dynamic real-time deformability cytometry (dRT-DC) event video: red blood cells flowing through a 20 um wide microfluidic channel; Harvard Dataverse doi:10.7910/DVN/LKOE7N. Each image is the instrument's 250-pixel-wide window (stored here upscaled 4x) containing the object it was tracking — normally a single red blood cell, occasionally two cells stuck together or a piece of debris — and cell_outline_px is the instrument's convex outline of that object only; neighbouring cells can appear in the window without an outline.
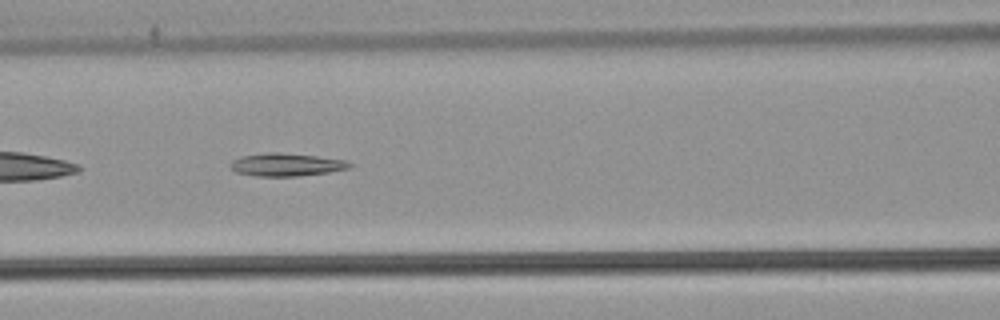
{"species": "common noctule bat (a hibernating species)", "species_latin": "Nyctalus noctula", "temperature_condition": "warm", "stored_images_in_passage": 37, "camera_frame_rate_fps": 3000, "um_per_image_px": 0.085, "animal": {"sex": "male", "body_mass_g": 21.5, "forearm_length_mm": 52.0}, "frame": {"image": 1, "passage_image": 7, "time_ms": 2.0, "image_size_px": [1000, 320], "cell_outline_px": [[352, 168], [328, 172], [296, 176], [256, 176], [236, 172], [232, 168], [232, 160], [244, 156], [268, 152], [280, 152], [316, 156], [344, 160], [352, 164]], "centroid_in_image_um": [24.37, 13.99], "position_along_channel_um": 142.2, "area_um2": 15.66}}
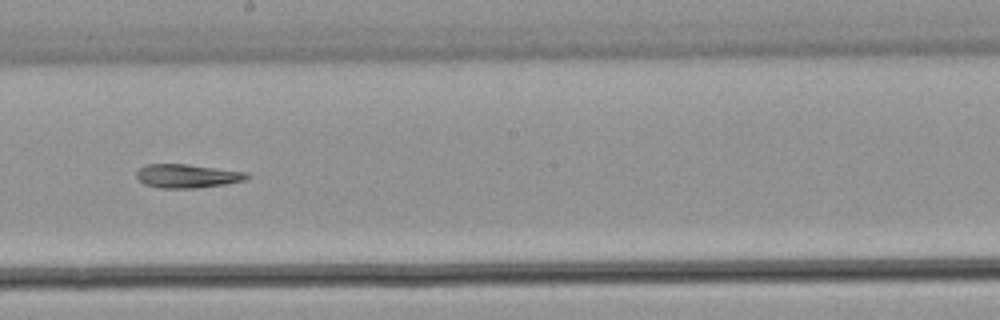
{"frame": {"image": 2, "passage_image": 14, "time_ms": 4.333, "image_size_px": [1000, 320], "cell_outline_px": [[252, 176], [244, 180], [224, 184], [196, 188], [160, 188], [144, 184], [136, 176], [136, 172], [140, 168], [148, 164], [188, 164], [248, 172]], "centroid_in_image_um": [15.94, 14.95], "position_along_channel_um": 232.3, "area_um2": 15.26}}
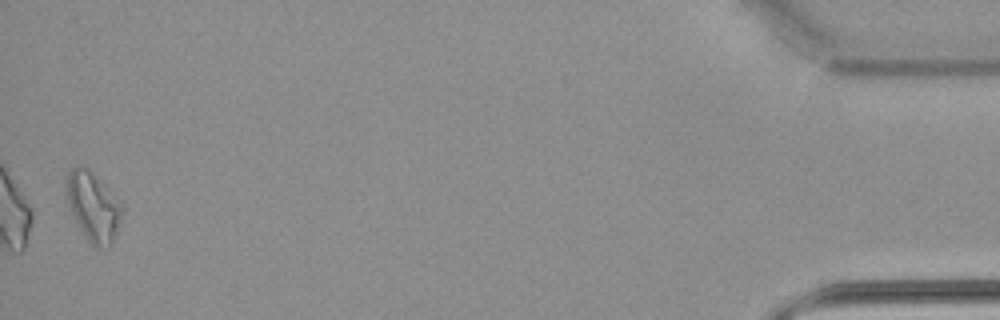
{"frame": {"image": 3, "passage_image": 36, "time_ms": 11.667, "image_size_px": [1000, 320], "cell_outline_px": [[124, 216], [108, 248], [96, 248], [88, 240], [80, 228], [72, 212], [64, 192], [64, 176], [72, 168], [88, 168], [124, 204]], "centroid_in_image_um": [7.94, 17.55], "position_along_channel_um": 427.3, "area_um2": 22.6}}